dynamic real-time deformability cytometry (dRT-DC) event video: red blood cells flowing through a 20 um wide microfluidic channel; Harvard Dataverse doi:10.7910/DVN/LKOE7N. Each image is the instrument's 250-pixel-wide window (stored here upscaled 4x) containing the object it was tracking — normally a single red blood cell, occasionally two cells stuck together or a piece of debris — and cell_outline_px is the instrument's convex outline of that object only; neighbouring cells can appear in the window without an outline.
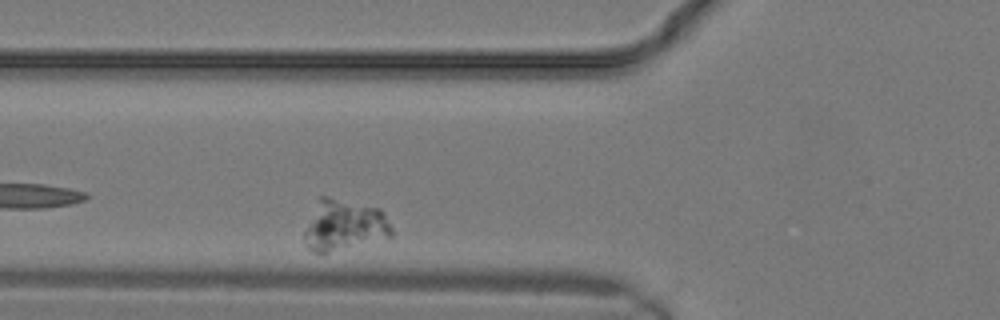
{"species": "common noctule bat (a hibernating species)", "species_latin": "Nyctalus noctula", "temperature_condition": "warm", "stored_images_in_passage": 8, "camera_frame_rate_fps": 3000, "um_per_image_px": 0.085, "animal": {"sex": "male", "body_mass_g": 19.2, "forearm_length_mm": 51.8}, "frame": {"image": 1, "passage_image": 6, "time_ms": 1.667, "image_size_px": [1000, 320], "cell_outline_px": [[392, 236], [324, 252], [312, 252], [304, 244], [304, 232], [320, 196], [328, 196], [380, 208], [384, 212], [392, 228]], "centroid_in_image_um": [29.26, 19.12], "position_along_channel_um": 96.5, "area_um2": 25.32}}
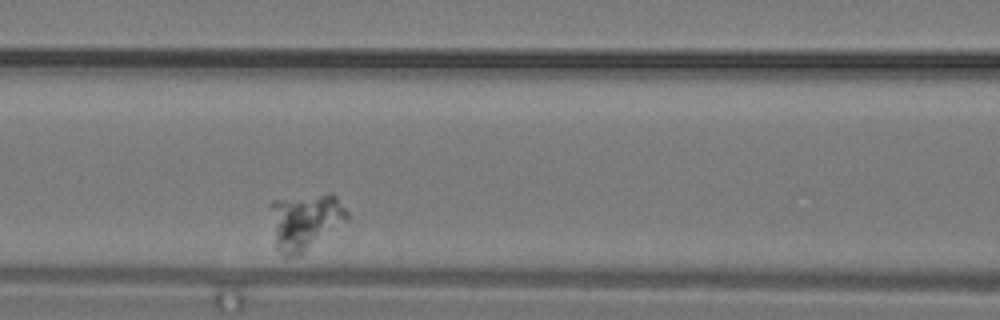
{"frame": {"image": 2, "passage_image": 8, "time_ms": 2.333, "image_size_px": [1000, 320], "cell_outline_px": [[348, 220], [300, 256], [284, 256], [276, 248], [268, 204], [272, 200], [328, 192], [332, 192], [336, 196], [348, 212]], "centroid_in_image_um": [25.92, 18.8], "position_along_channel_um": 140.7, "area_um2": 25.78}}